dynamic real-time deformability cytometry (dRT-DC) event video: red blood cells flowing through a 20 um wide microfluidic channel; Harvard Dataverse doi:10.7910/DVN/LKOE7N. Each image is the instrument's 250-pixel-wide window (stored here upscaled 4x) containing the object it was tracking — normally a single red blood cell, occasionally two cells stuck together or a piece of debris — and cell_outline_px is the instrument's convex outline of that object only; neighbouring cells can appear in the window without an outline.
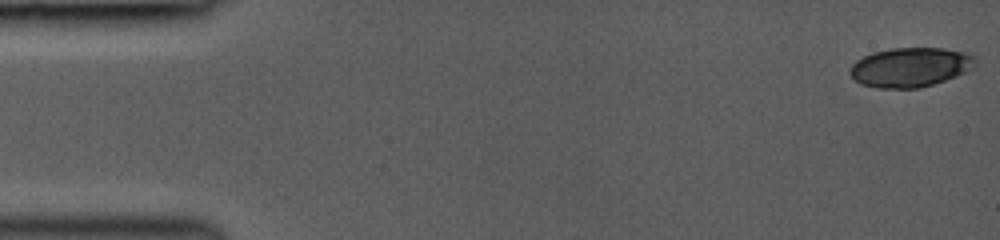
{"species": "common noctule bat (a hibernating species)", "species_latin": "Nyctalus noctula", "temperature_condition": "room temperature", "stored_images_in_passage": 44, "camera_frame_rate_fps": 3000, "um_per_image_px": 0.085, "animal": {"sex": "female", "body_mass_g": 19.0, "forearm_length_mm": 53.3}, "frame": {"image": 1, "passage_image": 1, "time_ms": 0.0, "image_size_px": [1000, 240], "cell_outline_px": [[976, 64], [972, 68], [956, 76], [920, 88], [876, 88], [860, 84], [848, 72], [852, 64], [856, 60], [872, 52], [892, 48], [944, 48], [968, 52], [976, 56]], "centroid_in_image_um": [77.38, 5.7], "position_along_channel_um": 7.6, "area_um2": 28.96}}